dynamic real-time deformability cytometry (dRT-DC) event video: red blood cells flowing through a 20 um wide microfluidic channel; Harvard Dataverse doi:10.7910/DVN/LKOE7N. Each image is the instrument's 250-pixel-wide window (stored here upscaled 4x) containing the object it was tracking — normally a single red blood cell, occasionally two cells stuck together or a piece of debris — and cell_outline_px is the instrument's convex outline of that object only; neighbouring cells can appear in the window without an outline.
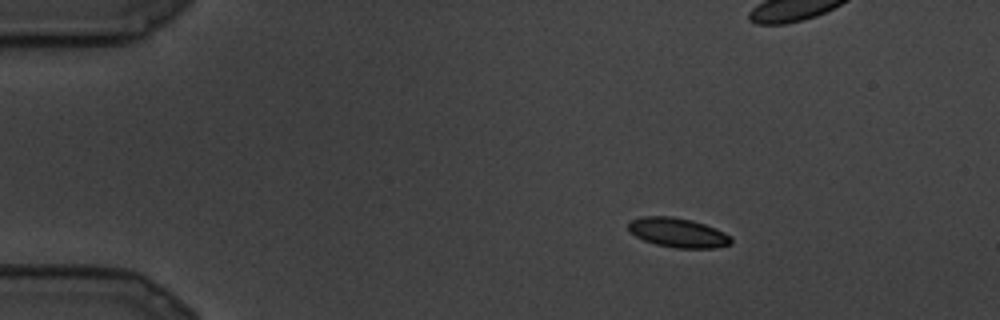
{"species": "common noctule bat (a hibernating species)", "species_latin": "Nyctalus noctula", "temperature_condition": "cold", "stored_images_in_passage": 10, "camera_frame_rate_fps": 3000, "um_per_image_px": 0.085, "animal": {"sex": "male", "body_mass_g": 19.5, "forearm_length_mm": 54.6}, "frame": {"image": 1, "passage_image": 1, "time_ms": 0.0, "image_size_px": [1000, 320], "cell_outline_px": [[732, 244], [716, 248], [676, 248], [656, 244], [644, 240], [636, 236], [628, 228], [628, 220], [644, 216], [672, 216], [692, 220], [716, 228], [732, 236]], "centroid_in_image_um": [57.65, 19.77], "position_along_channel_um": 27.3, "area_um2": 17.74}}